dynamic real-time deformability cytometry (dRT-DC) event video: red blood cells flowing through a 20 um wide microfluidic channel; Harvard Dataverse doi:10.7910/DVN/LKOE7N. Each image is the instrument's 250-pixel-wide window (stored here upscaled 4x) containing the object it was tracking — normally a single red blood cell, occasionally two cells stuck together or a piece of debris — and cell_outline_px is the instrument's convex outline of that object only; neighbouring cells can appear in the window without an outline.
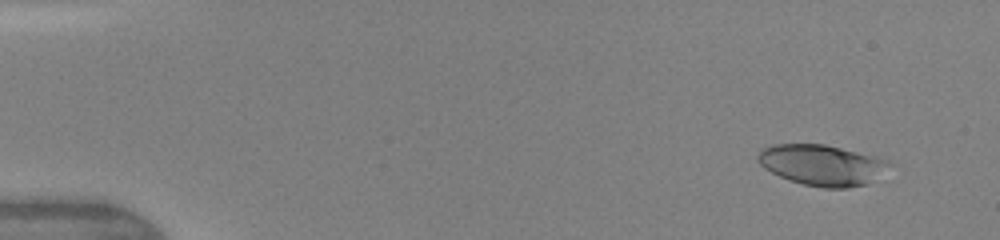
{"species": "human", "species_latin": "Homo sapiens", "temperature_condition": "warm", "stored_images_in_passage": 6, "camera_frame_rate_fps": 3000, "um_per_image_px": 0.085, "donor": {"sex": "female"}, "frame": {"image": 1, "passage_image": 2, "time_ms": 0.667, "image_size_px": [1000, 240], "cell_outline_px": [[892, 164], [868, 184], [848, 188], [824, 188], [804, 184], [788, 180], [764, 168], [756, 160], [756, 156], [760, 148], [772, 144], [824, 144], [888, 160]], "centroid_in_image_um": [69.8, 14.02], "position_along_channel_um": 15.2, "area_um2": 31.1}}
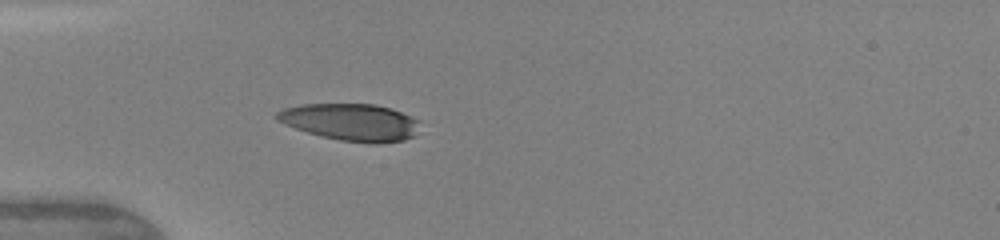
{"frame": {"image": 2, "passage_image": 6, "time_ms": 4.333, "image_size_px": [1000, 240], "cell_outline_px": [[420, 120], [416, 136], [404, 140], [380, 144], [368, 144], [340, 140], [320, 136], [284, 124], [276, 120], [276, 112], [280, 108], [300, 104], [376, 104], [392, 108]], "centroid_in_image_um": [29.84, 10.38], "position_along_channel_um": 55.2, "area_um2": 31.39}}